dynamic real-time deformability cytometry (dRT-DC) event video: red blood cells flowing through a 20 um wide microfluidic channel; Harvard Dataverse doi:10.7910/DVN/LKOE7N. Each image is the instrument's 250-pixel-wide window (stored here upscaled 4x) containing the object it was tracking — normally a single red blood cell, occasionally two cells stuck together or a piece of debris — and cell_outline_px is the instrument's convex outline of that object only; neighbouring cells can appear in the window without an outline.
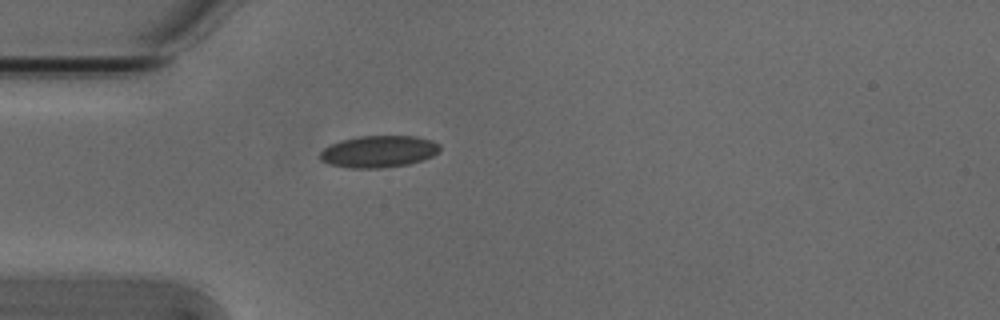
{"species": "Egyptian fruit bat (a non-hibernating species)", "species_latin": "Rousettus aegyptiacus", "temperature_condition": "cold", "stored_images_in_passage": 4, "camera_frame_rate_fps": 3000, "um_per_image_px": 0.085, "animal": {"sex": "male"}, "frame": {"image": 1, "passage_image": 4, "time_ms": 1.0, "image_size_px": [1000, 320], "cell_outline_px": [[440, 152], [432, 156], [408, 164], [380, 168], [352, 168], [328, 164], [320, 160], [320, 152], [324, 148], [340, 140], [360, 136], [416, 136], [432, 140], [440, 144]], "centroid_in_image_um": [32.19, 12.87], "position_along_channel_um": 52.8, "area_um2": 22.25}}